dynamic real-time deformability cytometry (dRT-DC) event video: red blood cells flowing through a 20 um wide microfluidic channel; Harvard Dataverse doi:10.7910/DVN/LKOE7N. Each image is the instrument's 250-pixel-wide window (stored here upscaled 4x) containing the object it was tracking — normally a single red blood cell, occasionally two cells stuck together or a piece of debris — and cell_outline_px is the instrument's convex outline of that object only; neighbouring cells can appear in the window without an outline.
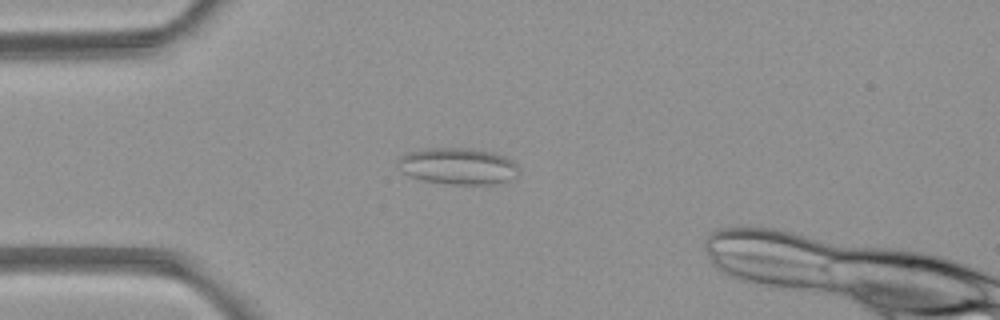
{"species": "common noctule bat (a hibernating species)", "species_latin": "Nyctalus noctula", "temperature_condition": "room temperature", "stored_images_in_passage": 5, "camera_frame_rate_fps": 3000, "um_per_image_px": 0.085, "animal": {"sex": "female", "body_mass_g": 21.9}, "frame": {"image": 1, "passage_image": 4, "time_ms": 4.333, "image_size_px": [1000, 320], "cell_outline_px": [[520, 172], [516, 176], [508, 180], [492, 184], [452, 184], [424, 180], [412, 176], [404, 172], [396, 160], [400, 156], [408, 152], [428, 148], [468, 148], [492, 152], [504, 156], [516, 164]], "centroid_in_image_um": [38.94, 14.11], "position_along_channel_um": 46.1, "area_um2": 25.43}}